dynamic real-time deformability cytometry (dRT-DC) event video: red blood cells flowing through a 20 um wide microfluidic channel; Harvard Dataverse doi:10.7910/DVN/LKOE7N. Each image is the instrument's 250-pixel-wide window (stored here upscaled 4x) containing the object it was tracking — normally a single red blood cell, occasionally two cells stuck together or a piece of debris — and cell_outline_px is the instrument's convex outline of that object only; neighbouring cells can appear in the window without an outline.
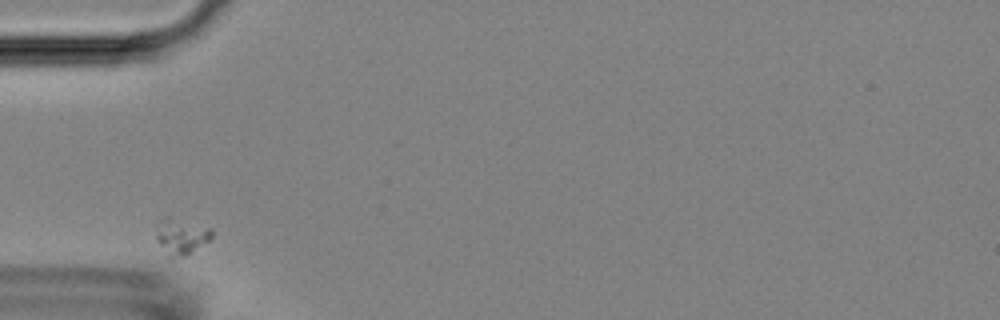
{"species": "Egyptian fruit bat (a non-hibernating species)", "species_latin": "Rousettus aegyptiacus", "temperature_condition": "room temperature", "stored_images_in_passage": 4, "camera_frame_rate_fps": 3000, "um_per_image_px": 0.085, "animal": {"sex": "female"}, "frame": {"image": 1, "passage_image": 1, "time_ms": 0.0, "image_size_px": [1000, 320], "cell_outline_px": [[212, 236], [208, 240], [192, 252], [184, 256], [168, 260], [156, 240], [156, 220], [168, 216], [212, 228]], "centroid_in_image_um": [15.32, 20.11], "position_along_channel_um": 69.7, "area_um2": 12.02}}
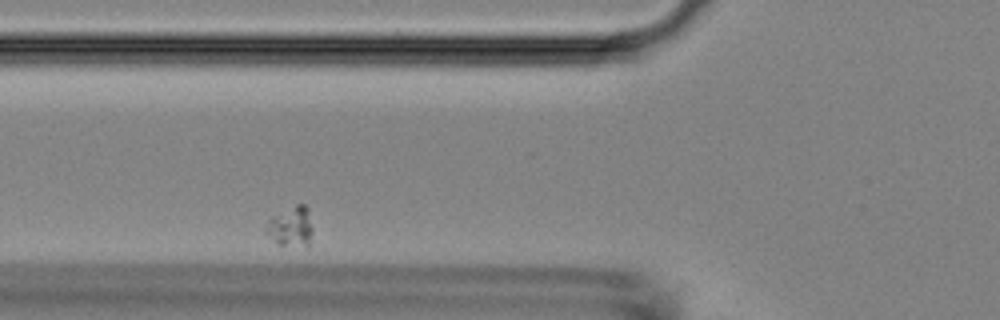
{"frame": {"image": 2, "passage_image": 2, "time_ms": 1.0, "image_size_px": [1000, 320], "cell_outline_px": [[312, 232], [308, 248], [304, 248], [276, 244], [264, 232], [264, 228], [268, 220], [296, 204], [304, 204], [308, 208], [312, 228]], "centroid_in_image_um": [24.73, 19.32], "position_along_channel_um": 101.1, "area_um2": 11.1}}
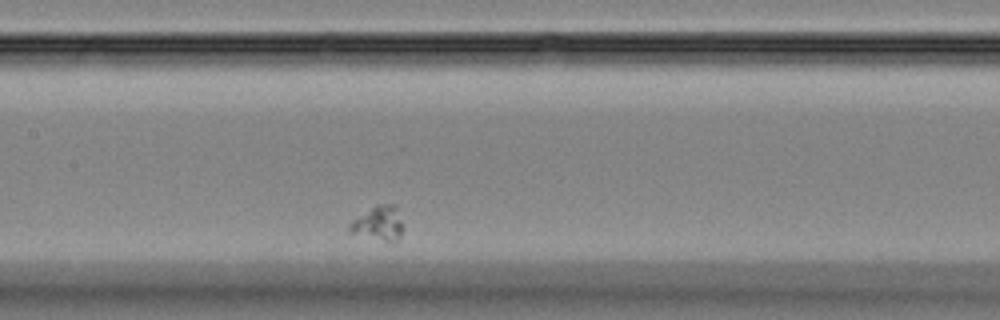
{"frame": {"image": 3, "passage_image": 4, "time_ms": 3.333, "image_size_px": [1000, 320], "cell_outline_px": [[400, 240], [396, 244], [392, 244], [348, 232], [348, 228], [352, 220], [376, 204], [396, 204], [400, 224]], "centroid_in_image_um": [32.16, 19.03], "position_along_channel_um": 175.2, "area_um2": 10.81}}